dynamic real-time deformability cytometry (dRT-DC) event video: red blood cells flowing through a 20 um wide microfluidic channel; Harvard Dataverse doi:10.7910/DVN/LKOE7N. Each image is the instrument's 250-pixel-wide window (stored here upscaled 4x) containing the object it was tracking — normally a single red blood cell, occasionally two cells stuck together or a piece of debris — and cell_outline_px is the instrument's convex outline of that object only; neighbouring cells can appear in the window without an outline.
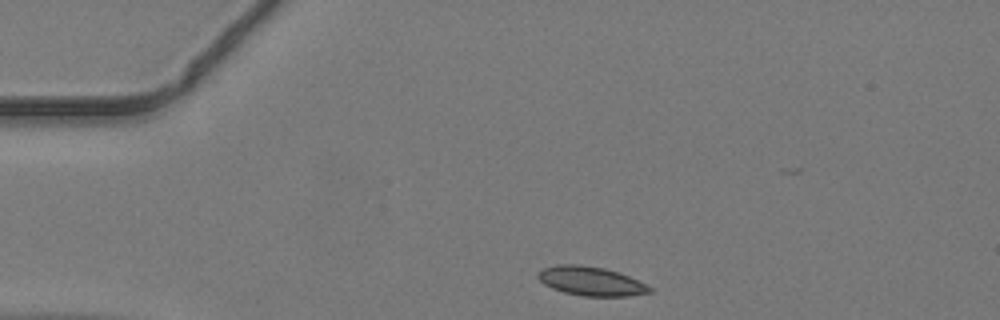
{"species": "common noctule bat (a hibernating species)", "species_latin": "Nyctalus noctula", "temperature_condition": "warm", "stored_images_in_passage": 9, "camera_frame_rate_fps": 3000, "um_per_image_px": 0.085, "animal": {"sex": "male", "body_mass_g": 19.2, "forearm_length_mm": 51.8}, "frame": {"image": 1, "passage_image": 1, "time_ms": 0.0, "image_size_px": [1000, 320], "cell_outline_px": [[652, 292], [628, 296], [584, 296], [564, 292], [552, 288], [544, 284], [536, 276], [536, 272], [544, 268], [560, 264], [580, 264], [604, 268], [620, 272], [648, 284], [652, 288]], "centroid_in_image_um": [50.25, 23.89], "position_along_channel_um": 34.7, "area_um2": 19.07}}
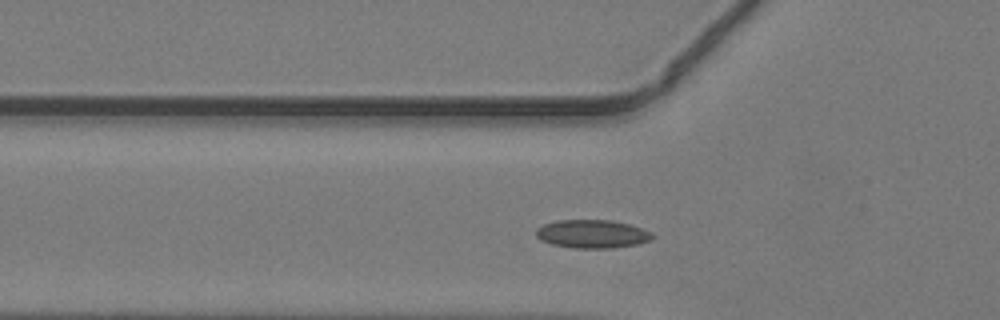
{"frame": {"image": 2, "passage_image": 7, "time_ms": 2.0, "image_size_px": [1000, 320], "cell_outline_px": [[656, 236], [652, 240], [636, 244], [612, 248], [572, 248], [552, 244], [540, 240], [536, 236], [536, 228], [544, 224], [556, 220], [612, 220], [628, 224], [652, 232]], "centroid_in_image_um": [50.34, 19.88], "position_along_channel_um": 75.5, "area_um2": 19.31}}